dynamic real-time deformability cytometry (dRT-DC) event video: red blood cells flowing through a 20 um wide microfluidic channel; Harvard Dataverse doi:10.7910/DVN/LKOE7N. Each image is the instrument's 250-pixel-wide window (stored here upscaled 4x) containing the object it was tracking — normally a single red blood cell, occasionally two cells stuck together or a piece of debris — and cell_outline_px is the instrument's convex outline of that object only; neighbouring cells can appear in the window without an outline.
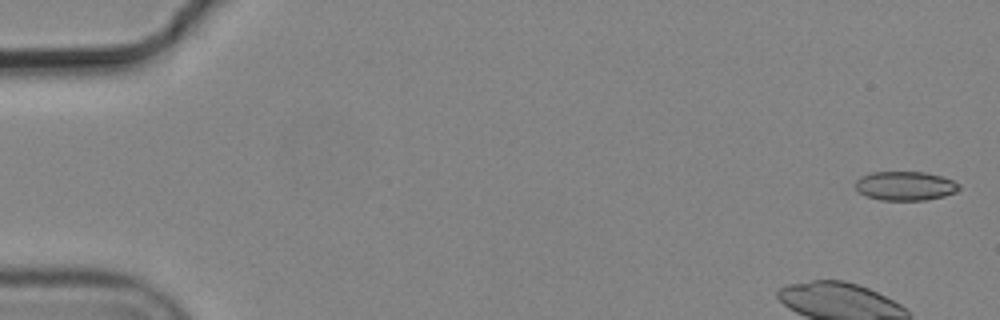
{"species": "common noctule bat (a hibernating species)", "species_latin": "Nyctalus noctula", "temperature_condition": "cold", "stored_images_in_passage": 5, "camera_frame_rate_fps": 3000, "um_per_image_px": 0.085, "animal": {"sex": "male", "body_mass_g": 19.2, "forearm_length_mm": 51.8}, "frame": {"image": 1, "passage_image": 1, "time_ms": 0.0, "image_size_px": [1000, 320], "cell_outline_px": [[960, 188], [956, 192], [944, 196], [924, 200], [880, 200], [868, 196], [860, 192], [856, 188], [856, 180], [872, 172], [924, 172], [940, 176], [952, 180], [960, 184]], "centroid_in_image_um": [76.98, 15.8], "position_along_channel_um": 8.0, "area_um2": 17.34}}